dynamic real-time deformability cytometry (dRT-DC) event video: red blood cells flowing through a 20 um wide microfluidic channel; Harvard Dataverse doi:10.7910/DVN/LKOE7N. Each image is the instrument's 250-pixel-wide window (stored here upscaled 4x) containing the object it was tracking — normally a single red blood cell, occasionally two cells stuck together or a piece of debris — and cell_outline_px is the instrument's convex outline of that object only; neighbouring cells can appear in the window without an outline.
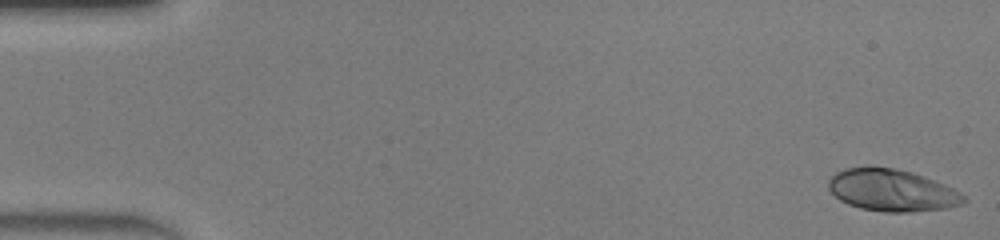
{"species": "human", "species_latin": "Homo sapiens", "temperature_condition": "warm", "stored_images_in_passage": 48, "camera_frame_rate_fps": 3000, "um_per_image_px": 0.085, "donor": {"sex": "male"}, "frame": {"image": 1, "passage_image": 1, "time_ms": 0.0, "image_size_px": [1000, 240], "cell_outline_px": [[968, 200], [964, 204], [948, 208], [908, 212], [884, 212], [860, 208], [848, 204], [840, 200], [828, 188], [828, 180], [836, 172], [844, 168], [868, 164], [872, 164], [896, 168], [912, 172], [944, 184], [960, 192]], "centroid_in_image_um": [75.79, 16.15], "position_along_channel_um": 9.2, "area_um2": 33.7}}
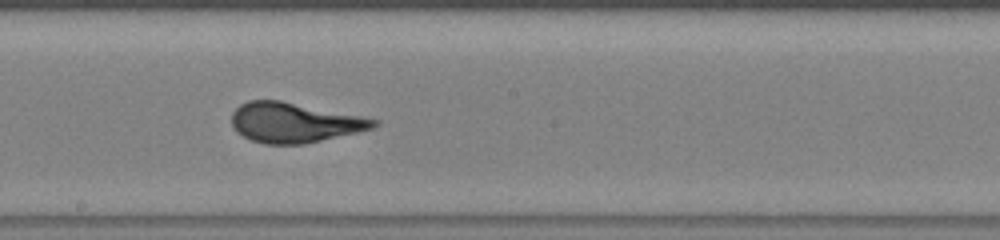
{"frame": {"image": 2, "passage_image": 27, "time_ms": 8.667, "image_size_px": [1000, 240], "cell_outline_px": [[380, 124], [376, 128], [304, 144], [264, 144], [252, 140], [236, 132], [232, 128], [232, 112], [240, 104], [248, 100], [280, 100], [380, 120]], "centroid_in_image_um": [25.02, 10.42], "position_along_channel_um": 223.2, "area_um2": 33.06}}
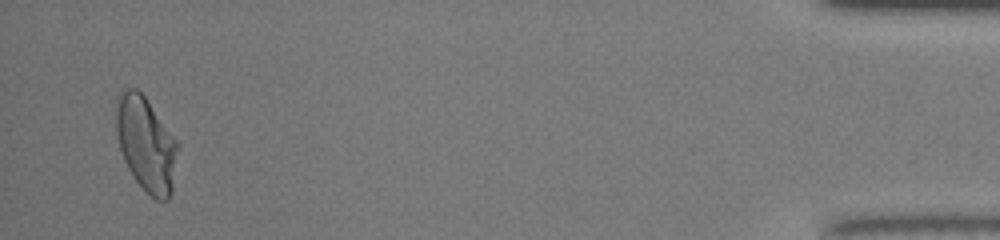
{"frame": {"image": 3, "passage_image": 47, "time_ms": 15.333, "image_size_px": [1000, 240], "cell_outline_px": [[180, 148], [172, 192], [168, 200], [156, 200], [136, 180], [128, 168], [124, 160], [120, 148], [116, 132], [116, 96], [124, 88], [136, 88], [144, 96], [180, 144]], "centroid_in_image_um": [12.44, 12.23], "position_along_channel_um": 422.8, "area_um2": 34.1}, "authors_computed_cell_mechanics": {"area_um2": 32.5703, "velocity_mm_per_s": 4.2308, "shape_relaxation_time_tau1_ms": 4.858, "shape_relaxation_time_tau2_ms": null, "deformation_change_tau1": 0.2233, "deformation_change_tau2": null}}